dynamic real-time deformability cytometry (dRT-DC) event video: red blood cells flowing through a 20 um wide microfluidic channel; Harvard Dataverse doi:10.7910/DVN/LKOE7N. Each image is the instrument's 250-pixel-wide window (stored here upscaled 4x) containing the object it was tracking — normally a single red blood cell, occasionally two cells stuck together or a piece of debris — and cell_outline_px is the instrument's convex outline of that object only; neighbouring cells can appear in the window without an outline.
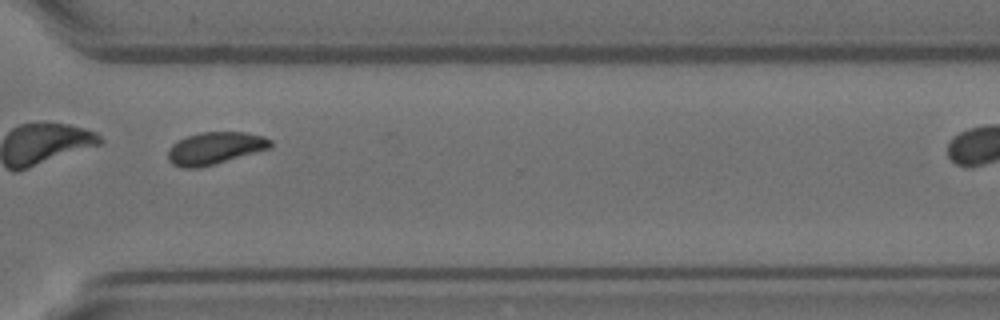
{"species": "Egyptian fruit bat (a non-hibernating species)", "species_latin": "Rousettus aegyptiacus", "temperature_condition": "room temperature", "stored_images_in_passage": 29, "camera_frame_rate_fps": 3000, "um_per_image_px": 0.085, "animal": {"sex": "female"}, "frame": {"image": 1, "passage_image": 25, "time_ms": 8.0, "image_size_px": [1000, 320], "cell_outline_px": [[272, 144], [268, 148], [200, 168], [180, 168], [172, 164], [168, 160], [168, 148], [172, 144], [188, 136], [200, 132], [244, 132], [264, 136], [272, 140]], "centroid_in_image_um": [18.23, 12.6], "position_along_channel_um": 352.4, "area_um2": 19.07}}